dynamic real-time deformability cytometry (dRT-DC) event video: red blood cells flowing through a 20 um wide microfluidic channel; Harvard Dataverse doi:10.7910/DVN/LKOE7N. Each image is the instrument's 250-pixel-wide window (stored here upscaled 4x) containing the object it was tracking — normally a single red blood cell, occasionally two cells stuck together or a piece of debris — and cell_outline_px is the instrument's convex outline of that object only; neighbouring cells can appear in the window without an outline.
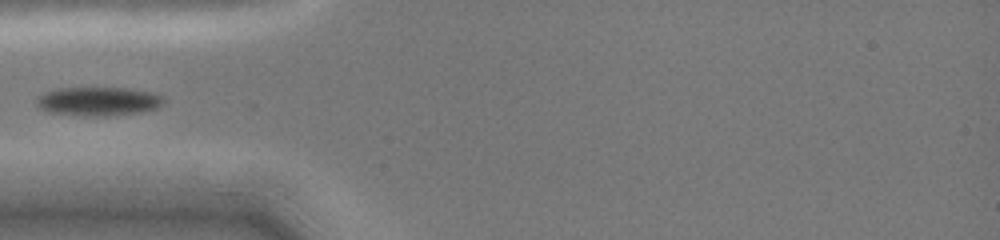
{"species": "common noctule bat (a hibernating species)", "species_latin": "Nyctalus noctula", "temperature_condition": "cold", "stored_images_in_passage": 17, "camera_frame_rate_fps": 3000, "um_per_image_px": 0.085, "animal": {"sex": "female", "body_mass_g": 19.0, "forearm_length_mm": 51.5}, "frame": {"image": 1, "passage_image": 1, "time_ms": 0.0, "image_size_px": [1000, 240], "cell_outline_px": [[164, 104], [156, 108], [140, 112], [108, 116], [84, 116], [48, 112], [40, 108], [36, 104], [36, 96], [44, 92], [56, 88], [128, 88], [152, 92], [164, 96]], "centroid_in_image_um": [8.34, 8.61], "position_along_channel_um": 76.7, "area_um2": 21.62}}
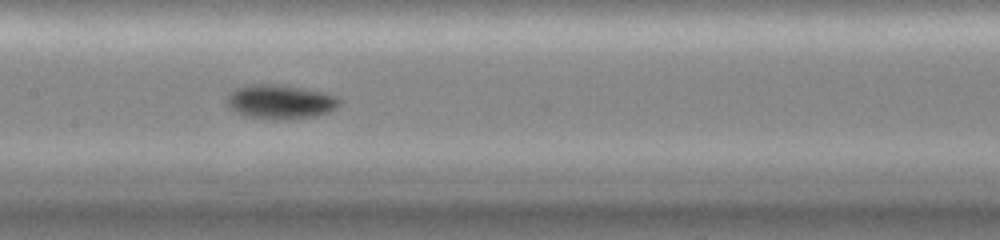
{"frame": {"image": 2, "passage_image": 10, "time_ms": 2.667, "image_size_px": [1000, 240], "cell_outline_px": [[344, 100], [336, 108], [328, 112], [316, 116], [244, 116], [228, 108], [224, 100], [236, 88], [248, 84], [272, 84], [304, 88], [324, 92], [340, 96]], "centroid_in_image_um": [23.85, 8.59], "position_along_channel_um": 183.6, "area_um2": 21.79}}
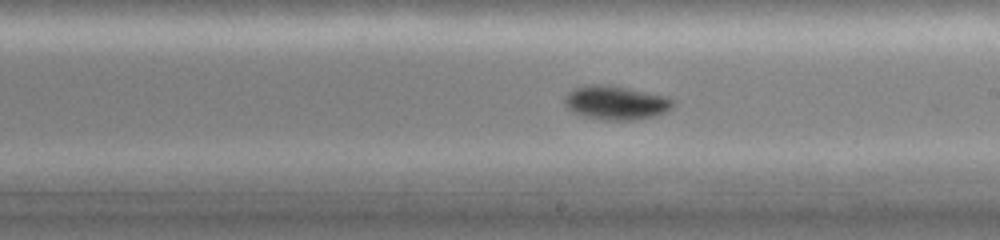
{"frame": {"image": 3, "passage_image": 15, "time_ms": 4.0, "image_size_px": [1000, 240], "cell_outline_px": [[676, 104], [672, 108], [664, 112], [652, 116], [636, 120], [608, 120], [584, 116], [572, 112], [564, 104], [564, 96], [568, 92], [576, 88], [592, 84], [604, 84], [628, 88], [668, 96], [676, 100]], "centroid_in_image_um": [52.38, 8.72], "position_along_channel_um": 236.6, "area_um2": 21.5}}